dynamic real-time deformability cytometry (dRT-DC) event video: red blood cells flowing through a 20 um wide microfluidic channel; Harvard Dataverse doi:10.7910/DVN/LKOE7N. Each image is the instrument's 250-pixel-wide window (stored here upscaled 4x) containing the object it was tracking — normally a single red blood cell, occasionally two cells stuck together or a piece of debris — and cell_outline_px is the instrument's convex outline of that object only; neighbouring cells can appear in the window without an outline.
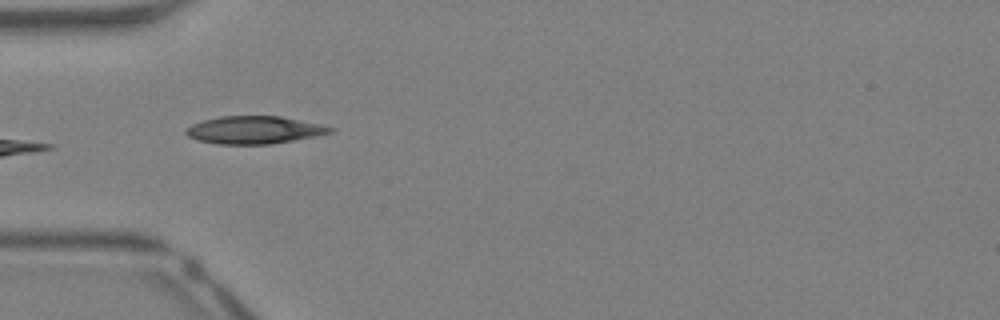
{"species": "Egyptian fruit bat (a non-hibernating species)", "species_latin": "Rousettus aegyptiacus", "temperature_condition": "warm", "stored_images_in_passage": 28, "camera_frame_rate_fps": 3000, "um_per_image_px": 0.085, "animal": {"sex": "female"}, "frame": {"image": 1, "passage_image": 1, "time_ms": 0.0, "image_size_px": [1000, 320], "cell_outline_px": [[336, 128], [332, 132], [316, 136], [272, 144], [216, 144], [200, 140], [188, 136], [184, 132], [192, 124], [204, 120], [220, 116], [280, 116], [320, 124]], "centroid_in_image_um": [21.63, 11.05], "position_along_channel_um": 63.4, "area_um2": 23.12}}